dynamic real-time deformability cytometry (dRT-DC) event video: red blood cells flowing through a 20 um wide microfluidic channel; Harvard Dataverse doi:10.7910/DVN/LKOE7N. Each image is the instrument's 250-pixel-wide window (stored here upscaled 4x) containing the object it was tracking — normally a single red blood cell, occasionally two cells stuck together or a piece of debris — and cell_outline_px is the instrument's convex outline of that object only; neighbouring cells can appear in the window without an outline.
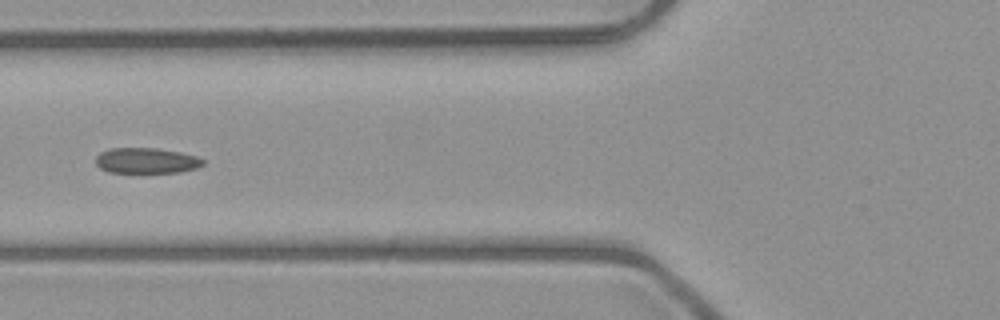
{"species": "common noctule bat (a hibernating species)", "species_latin": "Nyctalus noctula", "temperature_condition": "room temperature", "stored_images_in_passage": 6, "camera_frame_rate_fps": 3000, "um_per_image_px": 0.085, "animal": {"sex": "male", "body_mass_g": 23.1, "forearm_length_mm": 52.7}, "frame": {"image": 1, "passage_image": 6, "time_ms": 6.0, "image_size_px": [1000, 320], "cell_outline_px": [[204, 164], [196, 168], [180, 172], [108, 172], [100, 168], [96, 164], [96, 156], [100, 152], [112, 148], [156, 148], [180, 152], [196, 156], [204, 160]], "centroid_in_image_um": [12.43, 13.65], "position_along_channel_um": 113.4, "area_um2": 15.9}}